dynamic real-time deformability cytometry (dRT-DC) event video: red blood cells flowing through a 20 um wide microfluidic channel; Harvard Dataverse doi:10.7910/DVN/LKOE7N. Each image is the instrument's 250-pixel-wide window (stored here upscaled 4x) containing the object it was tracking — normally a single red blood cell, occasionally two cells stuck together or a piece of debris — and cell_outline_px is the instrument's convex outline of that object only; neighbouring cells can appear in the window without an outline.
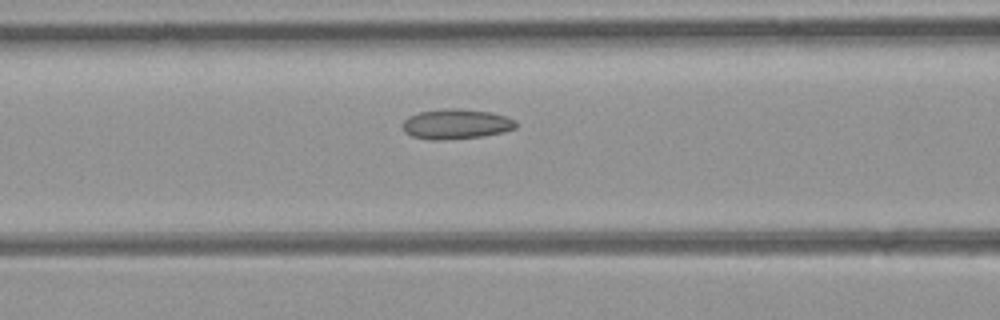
{"species": "common noctule bat (a hibernating species)", "species_latin": "Nyctalus noctula", "temperature_condition": "room temperature", "stored_images_in_passage": 23, "camera_frame_rate_fps": 3000, "um_per_image_px": 0.085, "animal": {"sex": "female", "body_mass_g": 21.9}, "frame": {"image": 1, "passage_image": 10, "time_ms": 3.0, "image_size_px": [1000, 320], "cell_outline_px": [[516, 128], [504, 132], [484, 136], [444, 140], [432, 140], [412, 136], [404, 132], [400, 124], [408, 116], [420, 112], [452, 108], [456, 108], [492, 112], [516, 120]], "centroid_in_image_um": [38.76, 10.55], "position_along_channel_um": 127.8, "area_um2": 19.94}}
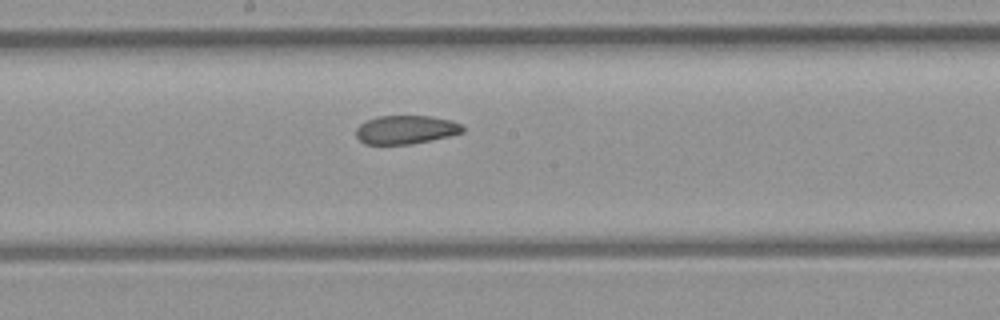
{"frame": {"image": 2, "passage_image": 16, "time_ms": 5.0, "image_size_px": [1000, 320], "cell_outline_px": [[464, 132], [448, 136], [412, 144], [364, 144], [356, 136], [356, 128], [360, 124], [368, 120], [380, 116], [428, 116], [452, 120], [464, 124]], "centroid_in_image_um": [34.52, 11.02], "position_along_channel_um": 213.7, "area_um2": 17.74}}
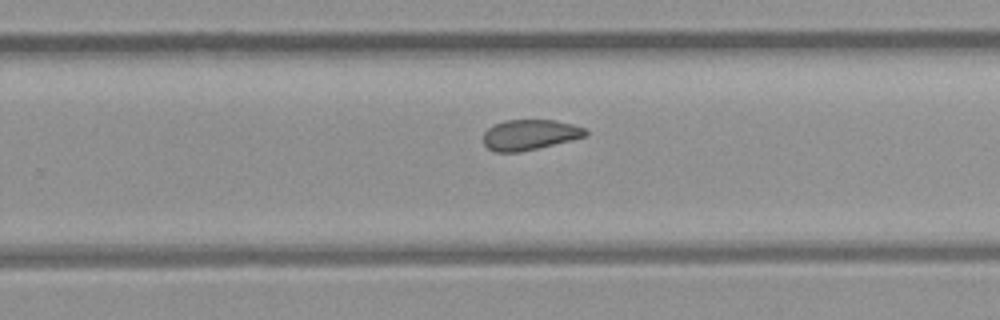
{"frame": {"image": 3, "passage_image": 21, "time_ms": 6.667, "image_size_px": [1000, 320], "cell_outline_px": [[588, 136], [520, 152], [496, 152], [488, 148], [484, 144], [484, 132], [488, 128], [504, 120], [556, 120], [572, 124], [584, 128], [588, 132]], "centroid_in_image_um": [45.04, 11.45], "position_along_channel_um": 284.8, "area_um2": 18.03}}